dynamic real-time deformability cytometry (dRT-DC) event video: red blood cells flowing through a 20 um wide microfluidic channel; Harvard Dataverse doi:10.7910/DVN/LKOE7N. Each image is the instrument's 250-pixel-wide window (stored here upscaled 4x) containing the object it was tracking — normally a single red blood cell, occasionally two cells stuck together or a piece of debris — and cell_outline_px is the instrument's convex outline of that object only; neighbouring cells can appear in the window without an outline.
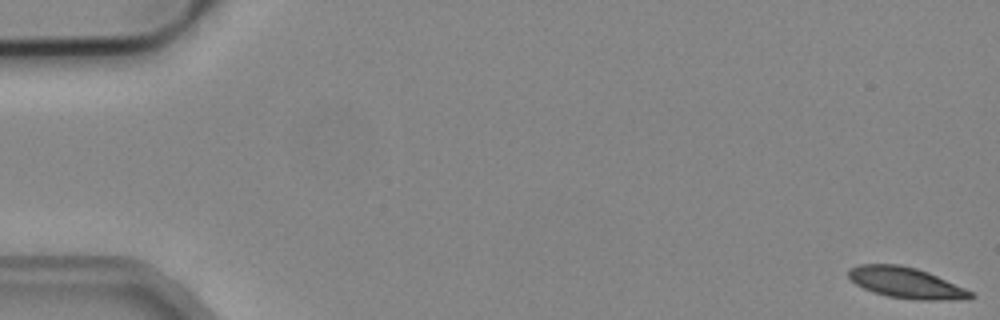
{"species": "common noctule bat (a hibernating species)", "species_latin": "Nyctalus noctula", "temperature_condition": "cold", "stored_images_in_passage": 4, "camera_frame_rate_fps": 3000, "um_per_image_px": 0.085, "animal": {"sex": "male", "body_mass_g": 19.2, "forearm_length_mm": 51.8}, "frame": {"image": 1, "passage_image": 1, "time_ms": 0.0, "image_size_px": [1000, 320], "cell_outline_px": [[976, 296], [968, 300], [916, 300], [888, 296], [872, 292], [856, 284], [848, 276], [848, 268], [860, 264], [900, 264], [916, 268], [928, 272], [964, 288], [972, 292]], "centroid_in_image_um": [77.03, 24.04], "position_along_channel_um": 8.0, "area_um2": 22.08}}